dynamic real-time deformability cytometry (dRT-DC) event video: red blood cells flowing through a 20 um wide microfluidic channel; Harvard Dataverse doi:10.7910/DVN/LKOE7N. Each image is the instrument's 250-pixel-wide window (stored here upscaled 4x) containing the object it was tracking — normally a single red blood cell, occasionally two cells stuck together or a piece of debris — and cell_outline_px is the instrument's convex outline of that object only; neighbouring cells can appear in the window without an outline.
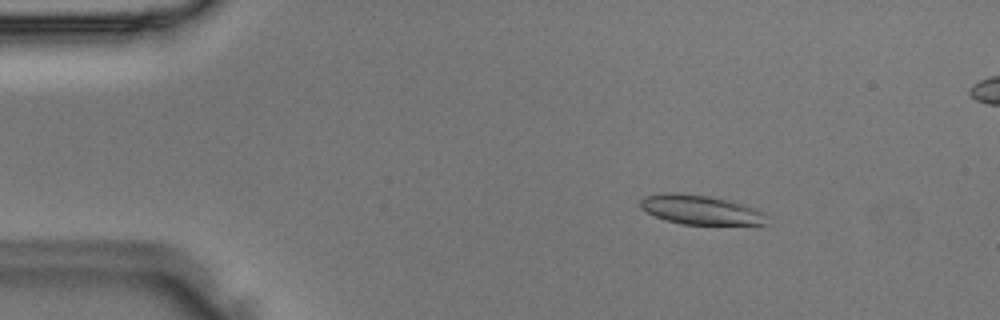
{"species": "Egyptian fruit bat (a non-hibernating species)", "species_latin": "Rousettus aegyptiacus", "temperature_condition": "room temperature", "stored_images_in_passage": 43, "segment_of_instrument_passage": [1, 2], "camera_frame_rate_fps": 3000, "um_per_image_px": 0.085, "animal": {"sex": "male"}, "frame": {"image": 1, "passage_image": 1, "time_ms": 0.0, "image_size_px": [1000, 320], "cell_outline_px": [[768, 224], [680, 224], [664, 220], [640, 208], [640, 200], [644, 196], [664, 192], [676, 192], [708, 196], [728, 200], [744, 204], [756, 208], [764, 212], [768, 216]], "centroid_in_image_um": [59.55, 17.82], "position_along_channel_um": 25.4, "area_um2": 21.79}}
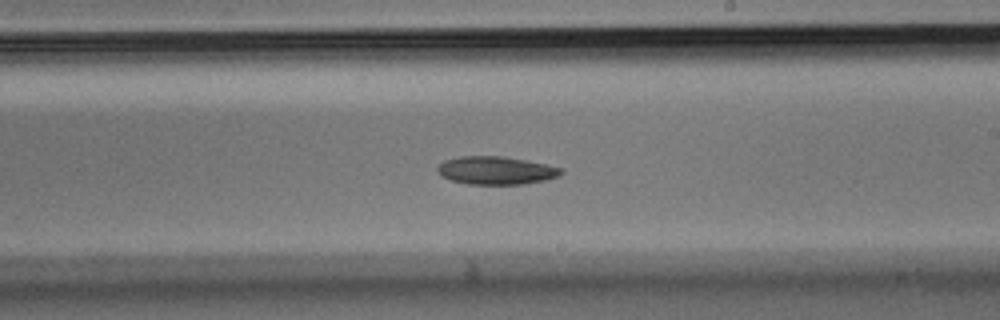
{"frame": {"image": 2, "passage_image": 22, "time_ms": 7.0, "image_size_px": [1000, 320], "cell_outline_px": [[564, 172], [560, 176], [544, 180], [524, 184], [468, 184], [452, 180], [440, 176], [436, 168], [444, 160], [460, 156], [500, 156], [524, 160], [564, 168]], "centroid_in_image_um": [42.16, 14.49], "position_along_channel_um": 246.8, "area_um2": 20.17}}
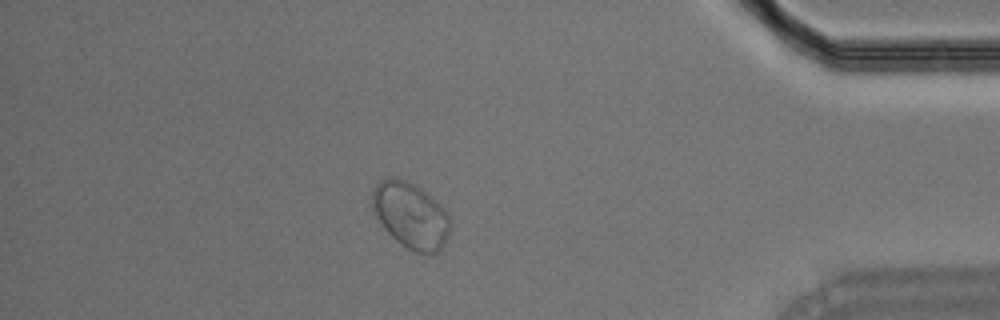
{"frame": {"image": 3, "passage_image": 36, "time_ms": 11.667, "image_size_px": [1000, 320], "cell_outline_px": [[452, 224], [448, 236], [444, 244], [436, 252], [416, 252], [400, 244], [376, 220], [372, 212], [372, 192], [376, 184], [380, 180], [388, 176], [396, 176], [408, 180], [432, 196], [444, 208]], "centroid_in_image_um": [34.88, 18.25], "position_along_channel_um": 400.3, "area_um2": 30.29}}